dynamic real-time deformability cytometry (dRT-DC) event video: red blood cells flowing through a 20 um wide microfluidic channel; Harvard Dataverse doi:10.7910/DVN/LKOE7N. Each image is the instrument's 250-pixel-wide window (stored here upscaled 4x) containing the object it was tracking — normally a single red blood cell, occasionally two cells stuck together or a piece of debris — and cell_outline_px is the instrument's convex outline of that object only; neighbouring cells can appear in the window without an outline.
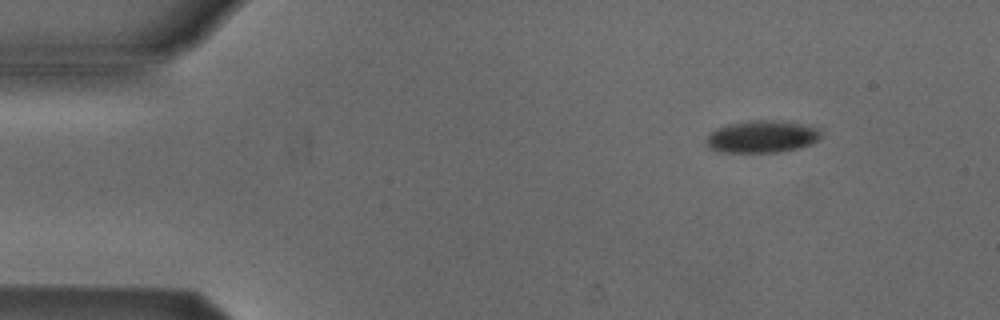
{"species": "Egyptian fruit bat (a non-hibernating species)", "species_latin": "Rousettus aegyptiacus", "temperature_condition": "cold", "stored_images_in_passage": 2, "camera_frame_rate_fps": 3000, "um_per_image_px": 0.085, "animal": {"sex": "male"}, "frame": {"image": 1, "passage_image": 1, "time_ms": 0.0, "image_size_px": [1000, 320], "cell_outline_px": [[820, 136], [812, 144], [796, 148], [776, 152], [720, 152], [712, 148], [708, 144], [708, 136], [716, 128], [728, 124], [760, 120], [772, 120], [800, 124], [820, 128]], "centroid_in_image_um": [64.78, 11.61], "position_along_channel_um": 20.2, "area_um2": 20.98}}